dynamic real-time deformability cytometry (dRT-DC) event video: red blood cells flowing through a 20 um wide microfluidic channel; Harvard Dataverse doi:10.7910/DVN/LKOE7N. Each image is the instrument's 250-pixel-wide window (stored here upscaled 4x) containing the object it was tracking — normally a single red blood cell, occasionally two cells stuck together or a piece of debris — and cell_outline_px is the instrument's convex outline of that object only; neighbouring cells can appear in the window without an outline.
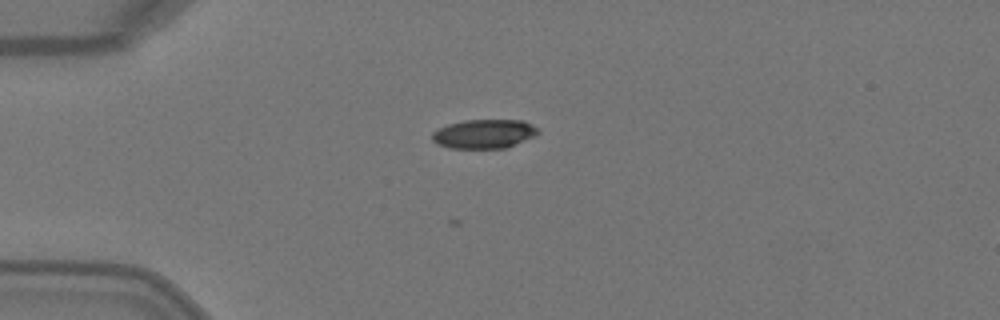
{"species": "Egyptian fruit bat (a non-hibernating species)", "species_latin": "Rousettus aegyptiacus", "temperature_condition": "warm", "stored_images_in_passage": 3, "camera_frame_rate_fps": 3000, "um_per_image_px": 0.085, "animal": {"sex": "female"}, "frame": {"image": 1, "passage_image": 1, "time_ms": 0.0, "image_size_px": [1000, 320], "cell_outline_px": [[540, 132], [536, 136], [504, 148], [448, 148], [436, 144], [432, 140], [432, 132], [448, 124], [464, 120], [524, 120], [540, 128]], "centroid_in_image_um": [41.17, 11.37], "position_along_channel_um": 43.8, "area_um2": 18.09}}
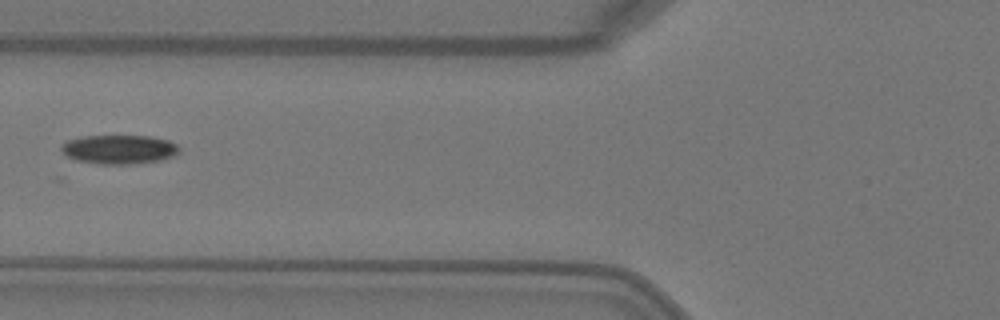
{"frame": {"image": 2, "passage_image": 3, "time_ms": 0.667, "image_size_px": [1000, 320], "cell_outline_px": [[180, 152], [176, 156], [160, 160], [128, 164], [100, 164], [76, 160], [68, 156], [60, 148], [68, 140], [84, 136], [148, 136], [168, 140], [176, 144], [180, 148]], "centroid_in_image_um": [10.18, 12.7], "position_along_channel_um": 115.6, "area_um2": 19.83}}